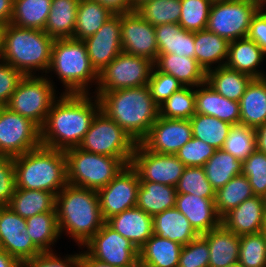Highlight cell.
<instances>
[{
    "mask_svg": "<svg viewBox=\"0 0 266 267\" xmlns=\"http://www.w3.org/2000/svg\"><path fill=\"white\" fill-rule=\"evenodd\" d=\"M82 252V253H81ZM79 252L81 267H118L93 258L87 251Z\"/></svg>",
    "mask_w": 266,
    "mask_h": 267,
    "instance_id": "91938a15",
    "label": "cell"
},
{
    "mask_svg": "<svg viewBox=\"0 0 266 267\" xmlns=\"http://www.w3.org/2000/svg\"><path fill=\"white\" fill-rule=\"evenodd\" d=\"M148 87L153 100L160 105L183 86L174 76L153 67Z\"/></svg>",
    "mask_w": 266,
    "mask_h": 267,
    "instance_id": "816d5d0a",
    "label": "cell"
},
{
    "mask_svg": "<svg viewBox=\"0 0 266 267\" xmlns=\"http://www.w3.org/2000/svg\"><path fill=\"white\" fill-rule=\"evenodd\" d=\"M181 15L179 25L191 32L206 29L212 0H180Z\"/></svg>",
    "mask_w": 266,
    "mask_h": 267,
    "instance_id": "f6af8a7d",
    "label": "cell"
},
{
    "mask_svg": "<svg viewBox=\"0 0 266 267\" xmlns=\"http://www.w3.org/2000/svg\"><path fill=\"white\" fill-rule=\"evenodd\" d=\"M154 67L174 76L182 86L198 87L206 82V72L195 58L176 54H158Z\"/></svg>",
    "mask_w": 266,
    "mask_h": 267,
    "instance_id": "d4e9b609",
    "label": "cell"
},
{
    "mask_svg": "<svg viewBox=\"0 0 266 267\" xmlns=\"http://www.w3.org/2000/svg\"><path fill=\"white\" fill-rule=\"evenodd\" d=\"M177 191L170 186L151 181H140L136 207L152 217L176 205Z\"/></svg>",
    "mask_w": 266,
    "mask_h": 267,
    "instance_id": "1f68e13d",
    "label": "cell"
},
{
    "mask_svg": "<svg viewBox=\"0 0 266 267\" xmlns=\"http://www.w3.org/2000/svg\"><path fill=\"white\" fill-rule=\"evenodd\" d=\"M84 247L93 258L113 266L136 267L139 265V250L106 222L83 245Z\"/></svg>",
    "mask_w": 266,
    "mask_h": 267,
    "instance_id": "4fadbf2b",
    "label": "cell"
},
{
    "mask_svg": "<svg viewBox=\"0 0 266 267\" xmlns=\"http://www.w3.org/2000/svg\"><path fill=\"white\" fill-rule=\"evenodd\" d=\"M202 236L210 251L209 267H226L238 262L240 236L227 230L222 224Z\"/></svg>",
    "mask_w": 266,
    "mask_h": 267,
    "instance_id": "484cf974",
    "label": "cell"
},
{
    "mask_svg": "<svg viewBox=\"0 0 266 267\" xmlns=\"http://www.w3.org/2000/svg\"><path fill=\"white\" fill-rule=\"evenodd\" d=\"M266 198L254 195L221 218V224L238 236L263 231Z\"/></svg>",
    "mask_w": 266,
    "mask_h": 267,
    "instance_id": "ffe728a7",
    "label": "cell"
},
{
    "mask_svg": "<svg viewBox=\"0 0 266 267\" xmlns=\"http://www.w3.org/2000/svg\"><path fill=\"white\" fill-rule=\"evenodd\" d=\"M106 223L139 250L153 235V217L137 207L109 218Z\"/></svg>",
    "mask_w": 266,
    "mask_h": 267,
    "instance_id": "603a6c76",
    "label": "cell"
},
{
    "mask_svg": "<svg viewBox=\"0 0 266 267\" xmlns=\"http://www.w3.org/2000/svg\"><path fill=\"white\" fill-rule=\"evenodd\" d=\"M104 111L136 143L148 134L159 117V105L153 100L148 85L95 94Z\"/></svg>",
    "mask_w": 266,
    "mask_h": 267,
    "instance_id": "7a4b0ae2",
    "label": "cell"
},
{
    "mask_svg": "<svg viewBox=\"0 0 266 267\" xmlns=\"http://www.w3.org/2000/svg\"><path fill=\"white\" fill-rule=\"evenodd\" d=\"M55 208L60 234L65 231L81 249L105 223L97 190L67 184L56 195Z\"/></svg>",
    "mask_w": 266,
    "mask_h": 267,
    "instance_id": "3957f363",
    "label": "cell"
},
{
    "mask_svg": "<svg viewBox=\"0 0 266 267\" xmlns=\"http://www.w3.org/2000/svg\"><path fill=\"white\" fill-rule=\"evenodd\" d=\"M26 232L42 253L53 252L52 246L61 236L57 212H45L27 218Z\"/></svg>",
    "mask_w": 266,
    "mask_h": 267,
    "instance_id": "74e56055",
    "label": "cell"
},
{
    "mask_svg": "<svg viewBox=\"0 0 266 267\" xmlns=\"http://www.w3.org/2000/svg\"><path fill=\"white\" fill-rule=\"evenodd\" d=\"M56 196L48 191L16 188L8 206L24 219L45 213L57 212Z\"/></svg>",
    "mask_w": 266,
    "mask_h": 267,
    "instance_id": "836d02e7",
    "label": "cell"
},
{
    "mask_svg": "<svg viewBox=\"0 0 266 267\" xmlns=\"http://www.w3.org/2000/svg\"><path fill=\"white\" fill-rule=\"evenodd\" d=\"M265 54L262 49L248 37L229 42L226 66L235 71L250 75L252 78H264L266 73L259 70ZM263 71V72H262Z\"/></svg>",
    "mask_w": 266,
    "mask_h": 267,
    "instance_id": "cb8c5ba5",
    "label": "cell"
},
{
    "mask_svg": "<svg viewBox=\"0 0 266 267\" xmlns=\"http://www.w3.org/2000/svg\"><path fill=\"white\" fill-rule=\"evenodd\" d=\"M0 249L22 264L42 253L26 232V219L9 206H0Z\"/></svg>",
    "mask_w": 266,
    "mask_h": 267,
    "instance_id": "2e32d148",
    "label": "cell"
},
{
    "mask_svg": "<svg viewBox=\"0 0 266 267\" xmlns=\"http://www.w3.org/2000/svg\"><path fill=\"white\" fill-rule=\"evenodd\" d=\"M260 8L250 0L213 1L206 29L229 42L246 38L252 17Z\"/></svg>",
    "mask_w": 266,
    "mask_h": 267,
    "instance_id": "30bf717a",
    "label": "cell"
},
{
    "mask_svg": "<svg viewBox=\"0 0 266 267\" xmlns=\"http://www.w3.org/2000/svg\"><path fill=\"white\" fill-rule=\"evenodd\" d=\"M54 71L64 85L65 94H89V85L98 83V73L93 68L82 40L55 39L52 45L47 74ZM92 82V83H91Z\"/></svg>",
    "mask_w": 266,
    "mask_h": 267,
    "instance_id": "8992f818",
    "label": "cell"
},
{
    "mask_svg": "<svg viewBox=\"0 0 266 267\" xmlns=\"http://www.w3.org/2000/svg\"><path fill=\"white\" fill-rule=\"evenodd\" d=\"M114 13L96 0H79L73 39L93 36Z\"/></svg>",
    "mask_w": 266,
    "mask_h": 267,
    "instance_id": "e575fe53",
    "label": "cell"
},
{
    "mask_svg": "<svg viewBox=\"0 0 266 267\" xmlns=\"http://www.w3.org/2000/svg\"><path fill=\"white\" fill-rule=\"evenodd\" d=\"M153 234L178 242L182 246L199 236L187 217L176 207L153 216Z\"/></svg>",
    "mask_w": 266,
    "mask_h": 267,
    "instance_id": "4316f807",
    "label": "cell"
},
{
    "mask_svg": "<svg viewBox=\"0 0 266 267\" xmlns=\"http://www.w3.org/2000/svg\"><path fill=\"white\" fill-rule=\"evenodd\" d=\"M194 114V87L183 86L159 105V116L164 118L190 119Z\"/></svg>",
    "mask_w": 266,
    "mask_h": 267,
    "instance_id": "7bdbcfd3",
    "label": "cell"
},
{
    "mask_svg": "<svg viewBox=\"0 0 266 267\" xmlns=\"http://www.w3.org/2000/svg\"><path fill=\"white\" fill-rule=\"evenodd\" d=\"M252 2L257 3L260 7H264L266 6V0H250Z\"/></svg>",
    "mask_w": 266,
    "mask_h": 267,
    "instance_id": "03108f58",
    "label": "cell"
},
{
    "mask_svg": "<svg viewBox=\"0 0 266 267\" xmlns=\"http://www.w3.org/2000/svg\"><path fill=\"white\" fill-rule=\"evenodd\" d=\"M210 251L206 239L199 235L182 246L178 267H209Z\"/></svg>",
    "mask_w": 266,
    "mask_h": 267,
    "instance_id": "f907efd6",
    "label": "cell"
},
{
    "mask_svg": "<svg viewBox=\"0 0 266 267\" xmlns=\"http://www.w3.org/2000/svg\"><path fill=\"white\" fill-rule=\"evenodd\" d=\"M263 232L266 234V213H265V222H264Z\"/></svg>",
    "mask_w": 266,
    "mask_h": 267,
    "instance_id": "a7ac6f4b",
    "label": "cell"
},
{
    "mask_svg": "<svg viewBox=\"0 0 266 267\" xmlns=\"http://www.w3.org/2000/svg\"><path fill=\"white\" fill-rule=\"evenodd\" d=\"M0 267H23V264L6 251L0 249Z\"/></svg>",
    "mask_w": 266,
    "mask_h": 267,
    "instance_id": "6125c7cd",
    "label": "cell"
},
{
    "mask_svg": "<svg viewBox=\"0 0 266 267\" xmlns=\"http://www.w3.org/2000/svg\"><path fill=\"white\" fill-rule=\"evenodd\" d=\"M132 5V10H136L139 6L144 4L145 2L149 0H130Z\"/></svg>",
    "mask_w": 266,
    "mask_h": 267,
    "instance_id": "e7e4bbea",
    "label": "cell"
},
{
    "mask_svg": "<svg viewBox=\"0 0 266 267\" xmlns=\"http://www.w3.org/2000/svg\"><path fill=\"white\" fill-rule=\"evenodd\" d=\"M41 145V128L4 106L0 111V155L20 156Z\"/></svg>",
    "mask_w": 266,
    "mask_h": 267,
    "instance_id": "7c38bea8",
    "label": "cell"
},
{
    "mask_svg": "<svg viewBox=\"0 0 266 267\" xmlns=\"http://www.w3.org/2000/svg\"><path fill=\"white\" fill-rule=\"evenodd\" d=\"M266 122V77L253 78L240 100V124L256 128Z\"/></svg>",
    "mask_w": 266,
    "mask_h": 267,
    "instance_id": "f546056e",
    "label": "cell"
},
{
    "mask_svg": "<svg viewBox=\"0 0 266 267\" xmlns=\"http://www.w3.org/2000/svg\"><path fill=\"white\" fill-rule=\"evenodd\" d=\"M193 137L222 149L233 125L216 117L195 113L190 119Z\"/></svg>",
    "mask_w": 266,
    "mask_h": 267,
    "instance_id": "60d3db41",
    "label": "cell"
},
{
    "mask_svg": "<svg viewBox=\"0 0 266 267\" xmlns=\"http://www.w3.org/2000/svg\"><path fill=\"white\" fill-rule=\"evenodd\" d=\"M215 150L208 143L192 137L175 155L186 167H203Z\"/></svg>",
    "mask_w": 266,
    "mask_h": 267,
    "instance_id": "681fc988",
    "label": "cell"
},
{
    "mask_svg": "<svg viewBox=\"0 0 266 267\" xmlns=\"http://www.w3.org/2000/svg\"><path fill=\"white\" fill-rule=\"evenodd\" d=\"M137 143L101 109L78 146L84 151L119 158L130 165Z\"/></svg>",
    "mask_w": 266,
    "mask_h": 267,
    "instance_id": "ba28073f",
    "label": "cell"
},
{
    "mask_svg": "<svg viewBox=\"0 0 266 267\" xmlns=\"http://www.w3.org/2000/svg\"><path fill=\"white\" fill-rule=\"evenodd\" d=\"M55 252H45L26 260L23 267H81L80 254L61 257ZM59 256V257H58Z\"/></svg>",
    "mask_w": 266,
    "mask_h": 267,
    "instance_id": "11a10c76",
    "label": "cell"
},
{
    "mask_svg": "<svg viewBox=\"0 0 266 267\" xmlns=\"http://www.w3.org/2000/svg\"><path fill=\"white\" fill-rule=\"evenodd\" d=\"M154 62L148 58L121 52L98 73L96 91L111 92L148 85Z\"/></svg>",
    "mask_w": 266,
    "mask_h": 267,
    "instance_id": "8fae6325",
    "label": "cell"
},
{
    "mask_svg": "<svg viewBox=\"0 0 266 267\" xmlns=\"http://www.w3.org/2000/svg\"><path fill=\"white\" fill-rule=\"evenodd\" d=\"M158 54H176L195 58L194 32L179 24L169 23L155 26Z\"/></svg>",
    "mask_w": 266,
    "mask_h": 267,
    "instance_id": "83f0119b",
    "label": "cell"
},
{
    "mask_svg": "<svg viewBox=\"0 0 266 267\" xmlns=\"http://www.w3.org/2000/svg\"><path fill=\"white\" fill-rule=\"evenodd\" d=\"M203 168L206 178L216 191L233 177L242 174V161L223 149H216Z\"/></svg>",
    "mask_w": 266,
    "mask_h": 267,
    "instance_id": "f35d334b",
    "label": "cell"
},
{
    "mask_svg": "<svg viewBox=\"0 0 266 267\" xmlns=\"http://www.w3.org/2000/svg\"><path fill=\"white\" fill-rule=\"evenodd\" d=\"M69 185L98 190L111 182L126 166L119 158L84 151L64 150Z\"/></svg>",
    "mask_w": 266,
    "mask_h": 267,
    "instance_id": "52a82bcc",
    "label": "cell"
},
{
    "mask_svg": "<svg viewBox=\"0 0 266 267\" xmlns=\"http://www.w3.org/2000/svg\"><path fill=\"white\" fill-rule=\"evenodd\" d=\"M242 174L252 187L254 195L266 198V154L257 149L242 162Z\"/></svg>",
    "mask_w": 266,
    "mask_h": 267,
    "instance_id": "c3c4849f",
    "label": "cell"
},
{
    "mask_svg": "<svg viewBox=\"0 0 266 267\" xmlns=\"http://www.w3.org/2000/svg\"><path fill=\"white\" fill-rule=\"evenodd\" d=\"M214 200L215 198L177 193L175 207L187 217L193 229L202 235L221 225Z\"/></svg>",
    "mask_w": 266,
    "mask_h": 267,
    "instance_id": "44dd1931",
    "label": "cell"
},
{
    "mask_svg": "<svg viewBox=\"0 0 266 267\" xmlns=\"http://www.w3.org/2000/svg\"><path fill=\"white\" fill-rule=\"evenodd\" d=\"M192 137L189 119H168L159 116L140 143L151 152L175 155Z\"/></svg>",
    "mask_w": 266,
    "mask_h": 267,
    "instance_id": "ac0fdd59",
    "label": "cell"
},
{
    "mask_svg": "<svg viewBox=\"0 0 266 267\" xmlns=\"http://www.w3.org/2000/svg\"><path fill=\"white\" fill-rule=\"evenodd\" d=\"M15 190L14 158L0 155V206H8Z\"/></svg>",
    "mask_w": 266,
    "mask_h": 267,
    "instance_id": "f5cc1de1",
    "label": "cell"
},
{
    "mask_svg": "<svg viewBox=\"0 0 266 267\" xmlns=\"http://www.w3.org/2000/svg\"><path fill=\"white\" fill-rule=\"evenodd\" d=\"M247 37L253 40L266 56V7H261L252 17Z\"/></svg>",
    "mask_w": 266,
    "mask_h": 267,
    "instance_id": "9f6ffc18",
    "label": "cell"
},
{
    "mask_svg": "<svg viewBox=\"0 0 266 267\" xmlns=\"http://www.w3.org/2000/svg\"><path fill=\"white\" fill-rule=\"evenodd\" d=\"M79 0H52L44 32L54 39L72 38Z\"/></svg>",
    "mask_w": 266,
    "mask_h": 267,
    "instance_id": "d590c367",
    "label": "cell"
},
{
    "mask_svg": "<svg viewBox=\"0 0 266 267\" xmlns=\"http://www.w3.org/2000/svg\"><path fill=\"white\" fill-rule=\"evenodd\" d=\"M54 40L44 30L6 24L1 60L25 76L37 75L36 72L40 70L43 71L41 73H47Z\"/></svg>",
    "mask_w": 266,
    "mask_h": 267,
    "instance_id": "5b68a950",
    "label": "cell"
},
{
    "mask_svg": "<svg viewBox=\"0 0 266 267\" xmlns=\"http://www.w3.org/2000/svg\"><path fill=\"white\" fill-rule=\"evenodd\" d=\"M6 25L0 23V60L3 54V44H4V31Z\"/></svg>",
    "mask_w": 266,
    "mask_h": 267,
    "instance_id": "be15d7a7",
    "label": "cell"
},
{
    "mask_svg": "<svg viewBox=\"0 0 266 267\" xmlns=\"http://www.w3.org/2000/svg\"><path fill=\"white\" fill-rule=\"evenodd\" d=\"M177 193L194 194L204 198H215V189L206 178L203 167H185L175 186Z\"/></svg>",
    "mask_w": 266,
    "mask_h": 267,
    "instance_id": "7dc6e473",
    "label": "cell"
},
{
    "mask_svg": "<svg viewBox=\"0 0 266 267\" xmlns=\"http://www.w3.org/2000/svg\"><path fill=\"white\" fill-rule=\"evenodd\" d=\"M121 45L123 52L155 62L158 46L155 27L135 10L121 13Z\"/></svg>",
    "mask_w": 266,
    "mask_h": 267,
    "instance_id": "e0dca14e",
    "label": "cell"
},
{
    "mask_svg": "<svg viewBox=\"0 0 266 267\" xmlns=\"http://www.w3.org/2000/svg\"><path fill=\"white\" fill-rule=\"evenodd\" d=\"M182 245L153 234L139 249L141 267H178Z\"/></svg>",
    "mask_w": 266,
    "mask_h": 267,
    "instance_id": "4dcf8cb0",
    "label": "cell"
},
{
    "mask_svg": "<svg viewBox=\"0 0 266 267\" xmlns=\"http://www.w3.org/2000/svg\"><path fill=\"white\" fill-rule=\"evenodd\" d=\"M139 187L137 172L131 165H127L105 187L98 189L99 206L104 221L136 207Z\"/></svg>",
    "mask_w": 266,
    "mask_h": 267,
    "instance_id": "9a60e30c",
    "label": "cell"
},
{
    "mask_svg": "<svg viewBox=\"0 0 266 267\" xmlns=\"http://www.w3.org/2000/svg\"><path fill=\"white\" fill-rule=\"evenodd\" d=\"M238 261L244 267H266V234L263 231L240 236Z\"/></svg>",
    "mask_w": 266,
    "mask_h": 267,
    "instance_id": "bcb514c9",
    "label": "cell"
},
{
    "mask_svg": "<svg viewBox=\"0 0 266 267\" xmlns=\"http://www.w3.org/2000/svg\"><path fill=\"white\" fill-rule=\"evenodd\" d=\"M195 87V113L213 116L231 125L240 124V102L229 100L204 82Z\"/></svg>",
    "mask_w": 266,
    "mask_h": 267,
    "instance_id": "7402d4cb",
    "label": "cell"
},
{
    "mask_svg": "<svg viewBox=\"0 0 266 267\" xmlns=\"http://www.w3.org/2000/svg\"><path fill=\"white\" fill-rule=\"evenodd\" d=\"M253 196L252 187L245 175L239 174L233 177L215 192L214 202L218 215L222 218L230 210Z\"/></svg>",
    "mask_w": 266,
    "mask_h": 267,
    "instance_id": "ab89813d",
    "label": "cell"
},
{
    "mask_svg": "<svg viewBox=\"0 0 266 267\" xmlns=\"http://www.w3.org/2000/svg\"><path fill=\"white\" fill-rule=\"evenodd\" d=\"M226 267H244V266L238 261V262L232 263Z\"/></svg>",
    "mask_w": 266,
    "mask_h": 267,
    "instance_id": "003e7915",
    "label": "cell"
},
{
    "mask_svg": "<svg viewBox=\"0 0 266 267\" xmlns=\"http://www.w3.org/2000/svg\"><path fill=\"white\" fill-rule=\"evenodd\" d=\"M83 41L91 65L97 73H100L106 65L123 52L121 45V13L114 14L93 36Z\"/></svg>",
    "mask_w": 266,
    "mask_h": 267,
    "instance_id": "d6986e66",
    "label": "cell"
},
{
    "mask_svg": "<svg viewBox=\"0 0 266 267\" xmlns=\"http://www.w3.org/2000/svg\"><path fill=\"white\" fill-rule=\"evenodd\" d=\"M48 76H39V73L38 76H24L6 105L11 111L32 120L40 128L54 101L59 98Z\"/></svg>",
    "mask_w": 266,
    "mask_h": 267,
    "instance_id": "9c48e42d",
    "label": "cell"
},
{
    "mask_svg": "<svg viewBox=\"0 0 266 267\" xmlns=\"http://www.w3.org/2000/svg\"><path fill=\"white\" fill-rule=\"evenodd\" d=\"M140 181L176 186L185 165L174 154H160L137 143L130 162Z\"/></svg>",
    "mask_w": 266,
    "mask_h": 267,
    "instance_id": "5bb4252c",
    "label": "cell"
},
{
    "mask_svg": "<svg viewBox=\"0 0 266 267\" xmlns=\"http://www.w3.org/2000/svg\"><path fill=\"white\" fill-rule=\"evenodd\" d=\"M256 149L266 154V122L255 128Z\"/></svg>",
    "mask_w": 266,
    "mask_h": 267,
    "instance_id": "94428289",
    "label": "cell"
},
{
    "mask_svg": "<svg viewBox=\"0 0 266 267\" xmlns=\"http://www.w3.org/2000/svg\"><path fill=\"white\" fill-rule=\"evenodd\" d=\"M111 10L114 14L130 12L132 5L130 0H96Z\"/></svg>",
    "mask_w": 266,
    "mask_h": 267,
    "instance_id": "6f0895ef",
    "label": "cell"
},
{
    "mask_svg": "<svg viewBox=\"0 0 266 267\" xmlns=\"http://www.w3.org/2000/svg\"><path fill=\"white\" fill-rule=\"evenodd\" d=\"M194 40L195 59L205 72L226 64L229 50L227 39L204 29L194 32ZM213 64L217 66L212 67Z\"/></svg>",
    "mask_w": 266,
    "mask_h": 267,
    "instance_id": "f1b7e54d",
    "label": "cell"
},
{
    "mask_svg": "<svg viewBox=\"0 0 266 267\" xmlns=\"http://www.w3.org/2000/svg\"><path fill=\"white\" fill-rule=\"evenodd\" d=\"M135 11L154 27L169 23L178 24L181 2L180 0H149Z\"/></svg>",
    "mask_w": 266,
    "mask_h": 267,
    "instance_id": "b9f144b4",
    "label": "cell"
},
{
    "mask_svg": "<svg viewBox=\"0 0 266 267\" xmlns=\"http://www.w3.org/2000/svg\"><path fill=\"white\" fill-rule=\"evenodd\" d=\"M16 188L43 190L55 196L68 184L63 150L43 145L14 157Z\"/></svg>",
    "mask_w": 266,
    "mask_h": 267,
    "instance_id": "277c9868",
    "label": "cell"
},
{
    "mask_svg": "<svg viewBox=\"0 0 266 267\" xmlns=\"http://www.w3.org/2000/svg\"><path fill=\"white\" fill-rule=\"evenodd\" d=\"M13 14V0H0V23L9 24Z\"/></svg>",
    "mask_w": 266,
    "mask_h": 267,
    "instance_id": "680465c9",
    "label": "cell"
},
{
    "mask_svg": "<svg viewBox=\"0 0 266 267\" xmlns=\"http://www.w3.org/2000/svg\"><path fill=\"white\" fill-rule=\"evenodd\" d=\"M252 79L250 75L235 71L226 65L206 72L207 84L223 97L237 102H240Z\"/></svg>",
    "mask_w": 266,
    "mask_h": 267,
    "instance_id": "d6a6232c",
    "label": "cell"
},
{
    "mask_svg": "<svg viewBox=\"0 0 266 267\" xmlns=\"http://www.w3.org/2000/svg\"><path fill=\"white\" fill-rule=\"evenodd\" d=\"M24 74L0 60V104L6 106Z\"/></svg>",
    "mask_w": 266,
    "mask_h": 267,
    "instance_id": "db71d44e",
    "label": "cell"
},
{
    "mask_svg": "<svg viewBox=\"0 0 266 267\" xmlns=\"http://www.w3.org/2000/svg\"><path fill=\"white\" fill-rule=\"evenodd\" d=\"M90 94L61 93L41 127V145L64 151L81 144L101 109L99 98L93 100Z\"/></svg>",
    "mask_w": 266,
    "mask_h": 267,
    "instance_id": "6da1fadb",
    "label": "cell"
},
{
    "mask_svg": "<svg viewBox=\"0 0 266 267\" xmlns=\"http://www.w3.org/2000/svg\"><path fill=\"white\" fill-rule=\"evenodd\" d=\"M52 0H13L10 23L20 28L44 30Z\"/></svg>",
    "mask_w": 266,
    "mask_h": 267,
    "instance_id": "8d00e7d4",
    "label": "cell"
},
{
    "mask_svg": "<svg viewBox=\"0 0 266 267\" xmlns=\"http://www.w3.org/2000/svg\"><path fill=\"white\" fill-rule=\"evenodd\" d=\"M222 149L243 162L256 150L255 128L233 125Z\"/></svg>",
    "mask_w": 266,
    "mask_h": 267,
    "instance_id": "ee69618b",
    "label": "cell"
}]
</instances>
